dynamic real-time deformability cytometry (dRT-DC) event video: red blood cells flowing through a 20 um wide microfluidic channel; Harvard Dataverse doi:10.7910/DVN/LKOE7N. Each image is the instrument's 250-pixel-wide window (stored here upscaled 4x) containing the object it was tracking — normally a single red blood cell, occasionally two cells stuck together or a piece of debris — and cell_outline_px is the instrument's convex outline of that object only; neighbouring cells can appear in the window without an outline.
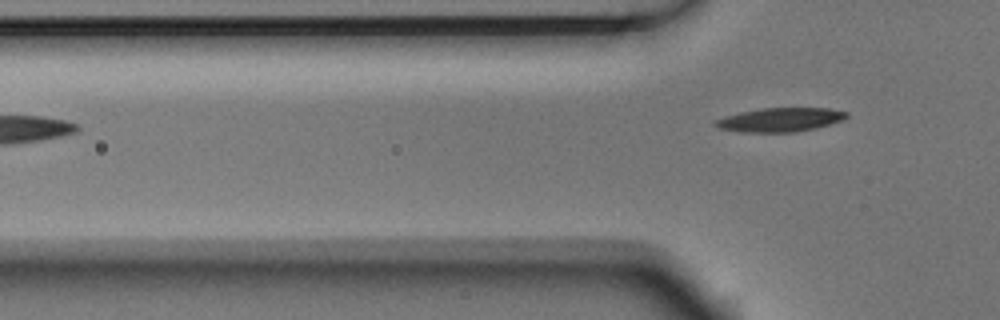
{"species": "Egyptian fruit bat (a non-hibernating species)", "species_latin": "Rousettus aegyptiacus", "temperature_condition": "room temperature", "stored_images_in_passage": 4, "segment_of_instrument_passage": [2, 2], "camera_frame_rate_fps": 3000, "um_per_image_px": 0.085, "animal": {"sex": "male"}, "frame": {"image": 1, "passage_image": 4, "time_ms": 1.0, "image_size_px": [1000, 320], "cell_outline_px": [[848, 116], [844, 120], [816, 128], [796, 132], [740, 132], [720, 128], [712, 124], [712, 120], [724, 116], [740, 112], [760, 108], [828, 108], [848, 112]], "centroid_in_image_um": [66.29, 10.18], "position_along_channel_um": 59.5, "area_um2": 18.5}}